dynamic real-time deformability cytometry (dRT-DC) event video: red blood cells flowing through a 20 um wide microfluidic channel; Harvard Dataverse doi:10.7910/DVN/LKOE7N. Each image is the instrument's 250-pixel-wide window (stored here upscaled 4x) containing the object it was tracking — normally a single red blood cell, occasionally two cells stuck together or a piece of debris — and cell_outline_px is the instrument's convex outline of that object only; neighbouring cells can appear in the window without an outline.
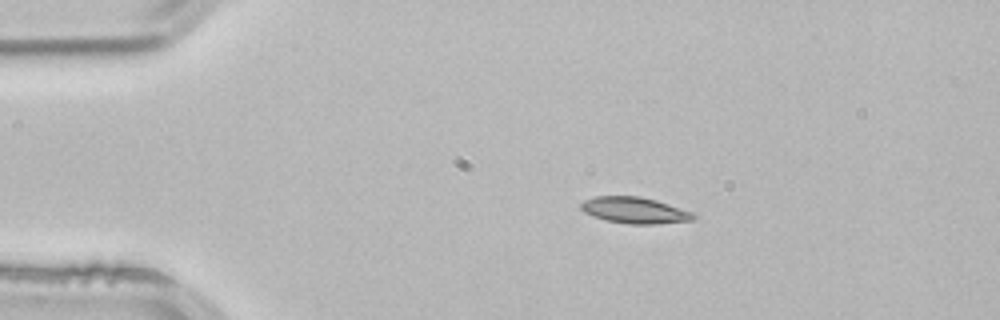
{"species": "common noctule bat (a hibernating species)", "species_latin": "Nyctalus noctula", "temperature_condition": "room temperature", "stored_images_in_passage": 2, "camera_frame_rate_fps": 3000, "um_per_image_px": 0.085, "animal": {"sex": "male", "body_mass_g": 21.5, "forearm_length_mm": 52.0}, "frame": {"image": 1, "passage_image": 1, "time_ms": 0.0, "image_size_px": [1000, 320], "cell_outline_px": [[696, 216], [692, 220], [652, 224], [628, 224], [608, 220], [584, 212], [580, 208], [580, 204], [584, 200], [596, 196], [640, 196], [656, 200], [692, 212]], "centroid_in_image_um": [53.93, 17.86], "position_along_channel_um": 31.1, "area_um2": 16.94}}